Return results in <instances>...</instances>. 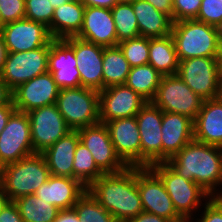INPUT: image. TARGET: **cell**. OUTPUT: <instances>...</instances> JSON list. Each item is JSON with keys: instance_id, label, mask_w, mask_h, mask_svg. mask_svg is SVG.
I'll return each mask as SVG.
<instances>
[{"instance_id": "6da1fadb", "label": "cell", "mask_w": 222, "mask_h": 222, "mask_svg": "<svg viewBox=\"0 0 222 222\" xmlns=\"http://www.w3.org/2000/svg\"><path fill=\"white\" fill-rule=\"evenodd\" d=\"M175 172L200 185L212 197H222V148L196 140L166 162Z\"/></svg>"}, {"instance_id": "7a4b0ae2", "label": "cell", "mask_w": 222, "mask_h": 222, "mask_svg": "<svg viewBox=\"0 0 222 222\" xmlns=\"http://www.w3.org/2000/svg\"><path fill=\"white\" fill-rule=\"evenodd\" d=\"M87 190L120 222H128L143 212L137 187V167L103 174Z\"/></svg>"}, {"instance_id": "3957f363", "label": "cell", "mask_w": 222, "mask_h": 222, "mask_svg": "<svg viewBox=\"0 0 222 222\" xmlns=\"http://www.w3.org/2000/svg\"><path fill=\"white\" fill-rule=\"evenodd\" d=\"M42 153H33L0 168V189L8 201L35 194L50 176Z\"/></svg>"}, {"instance_id": "277c9868", "label": "cell", "mask_w": 222, "mask_h": 222, "mask_svg": "<svg viewBox=\"0 0 222 222\" xmlns=\"http://www.w3.org/2000/svg\"><path fill=\"white\" fill-rule=\"evenodd\" d=\"M173 38L178 59L220 57L221 42L216 26L196 19L173 22Z\"/></svg>"}, {"instance_id": "5b68a950", "label": "cell", "mask_w": 222, "mask_h": 222, "mask_svg": "<svg viewBox=\"0 0 222 222\" xmlns=\"http://www.w3.org/2000/svg\"><path fill=\"white\" fill-rule=\"evenodd\" d=\"M149 168L161 179L176 212L185 222L212 197L194 181L180 176L166 162L152 164Z\"/></svg>"}, {"instance_id": "8992f818", "label": "cell", "mask_w": 222, "mask_h": 222, "mask_svg": "<svg viewBox=\"0 0 222 222\" xmlns=\"http://www.w3.org/2000/svg\"><path fill=\"white\" fill-rule=\"evenodd\" d=\"M56 106L71 130L100 122L99 91L86 87L60 89Z\"/></svg>"}, {"instance_id": "52a82bcc", "label": "cell", "mask_w": 222, "mask_h": 222, "mask_svg": "<svg viewBox=\"0 0 222 222\" xmlns=\"http://www.w3.org/2000/svg\"><path fill=\"white\" fill-rule=\"evenodd\" d=\"M177 75L204 100L218 97L220 57H194L179 61Z\"/></svg>"}, {"instance_id": "ba28073f", "label": "cell", "mask_w": 222, "mask_h": 222, "mask_svg": "<svg viewBox=\"0 0 222 222\" xmlns=\"http://www.w3.org/2000/svg\"><path fill=\"white\" fill-rule=\"evenodd\" d=\"M163 112L182 114L195 120L204 102L177 75H164L151 101Z\"/></svg>"}, {"instance_id": "9c48e42d", "label": "cell", "mask_w": 222, "mask_h": 222, "mask_svg": "<svg viewBox=\"0 0 222 222\" xmlns=\"http://www.w3.org/2000/svg\"><path fill=\"white\" fill-rule=\"evenodd\" d=\"M50 43L30 51L8 52L0 77L13 91L21 84L48 72Z\"/></svg>"}, {"instance_id": "30bf717a", "label": "cell", "mask_w": 222, "mask_h": 222, "mask_svg": "<svg viewBox=\"0 0 222 222\" xmlns=\"http://www.w3.org/2000/svg\"><path fill=\"white\" fill-rule=\"evenodd\" d=\"M33 153L29 116L15 110L0 133V168Z\"/></svg>"}, {"instance_id": "8fae6325", "label": "cell", "mask_w": 222, "mask_h": 222, "mask_svg": "<svg viewBox=\"0 0 222 222\" xmlns=\"http://www.w3.org/2000/svg\"><path fill=\"white\" fill-rule=\"evenodd\" d=\"M27 114L34 153H43L71 131L56 104L33 109Z\"/></svg>"}, {"instance_id": "7c38bea8", "label": "cell", "mask_w": 222, "mask_h": 222, "mask_svg": "<svg viewBox=\"0 0 222 222\" xmlns=\"http://www.w3.org/2000/svg\"><path fill=\"white\" fill-rule=\"evenodd\" d=\"M137 187L143 212L166 218L171 222H185L176 212L161 179L149 167H137Z\"/></svg>"}, {"instance_id": "4fadbf2b", "label": "cell", "mask_w": 222, "mask_h": 222, "mask_svg": "<svg viewBox=\"0 0 222 222\" xmlns=\"http://www.w3.org/2000/svg\"><path fill=\"white\" fill-rule=\"evenodd\" d=\"M80 142L91 152L97 167L104 173H118L128 166L117 155L108 128L97 123L77 130Z\"/></svg>"}, {"instance_id": "5bb4252c", "label": "cell", "mask_w": 222, "mask_h": 222, "mask_svg": "<svg viewBox=\"0 0 222 222\" xmlns=\"http://www.w3.org/2000/svg\"><path fill=\"white\" fill-rule=\"evenodd\" d=\"M163 111L147 102L136 114L141 138V167L162 162L161 124Z\"/></svg>"}, {"instance_id": "9a60e30c", "label": "cell", "mask_w": 222, "mask_h": 222, "mask_svg": "<svg viewBox=\"0 0 222 222\" xmlns=\"http://www.w3.org/2000/svg\"><path fill=\"white\" fill-rule=\"evenodd\" d=\"M147 101L125 84L99 91L100 123L136 116Z\"/></svg>"}, {"instance_id": "2e32d148", "label": "cell", "mask_w": 222, "mask_h": 222, "mask_svg": "<svg viewBox=\"0 0 222 222\" xmlns=\"http://www.w3.org/2000/svg\"><path fill=\"white\" fill-rule=\"evenodd\" d=\"M8 52L30 51L48 45L52 36L44 24L23 18L1 27Z\"/></svg>"}, {"instance_id": "e0dca14e", "label": "cell", "mask_w": 222, "mask_h": 222, "mask_svg": "<svg viewBox=\"0 0 222 222\" xmlns=\"http://www.w3.org/2000/svg\"><path fill=\"white\" fill-rule=\"evenodd\" d=\"M59 91L52 73L46 72L14 89L13 105L17 111L28 113L33 109L55 104Z\"/></svg>"}, {"instance_id": "ac0fdd59", "label": "cell", "mask_w": 222, "mask_h": 222, "mask_svg": "<svg viewBox=\"0 0 222 222\" xmlns=\"http://www.w3.org/2000/svg\"><path fill=\"white\" fill-rule=\"evenodd\" d=\"M110 139L128 167H141V138L136 116L106 122Z\"/></svg>"}, {"instance_id": "d6986e66", "label": "cell", "mask_w": 222, "mask_h": 222, "mask_svg": "<svg viewBox=\"0 0 222 222\" xmlns=\"http://www.w3.org/2000/svg\"><path fill=\"white\" fill-rule=\"evenodd\" d=\"M64 40L74 49L81 86L97 91L103 90L104 46L82 40L76 36L67 37Z\"/></svg>"}, {"instance_id": "ffe728a7", "label": "cell", "mask_w": 222, "mask_h": 222, "mask_svg": "<svg viewBox=\"0 0 222 222\" xmlns=\"http://www.w3.org/2000/svg\"><path fill=\"white\" fill-rule=\"evenodd\" d=\"M48 72L60 88L80 87V72L74 49L64 39H53L48 54Z\"/></svg>"}, {"instance_id": "44dd1931", "label": "cell", "mask_w": 222, "mask_h": 222, "mask_svg": "<svg viewBox=\"0 0 222 222\" xmlns=\"http://www.w3.org/2000/svg\"><path fill=\"white\" fill-rule=\"evenodd\" d=\"M161 130L162 162H167L194 139V120L182 114L163 112Z\"/></svg>"}, {"instance_id": "7402d4cb", "label": "cell", "mask_w": 222, "mask_h": 222, "mask_svg": "<svg viewBox=\"0 0 222 222\" xmlns=\"http://www.w3.org/2000/svg\"><path fill=\"white\" fill-rule=\"evenodd\" d=\"M76 37L104 47H115L119 43L111 9L86 7L83 25Z\"/></svg>"}, {"instance_id": "603a6c76", "label": "cell", "mask_w": 222, "mask_h": 222, "mask_svg": "<svg viewBox=\"0 0 222 222\" xmlns=\"http://www.w3.org/2000/svg\"><path fill=\"white\" fill-rule=\"evenodd\" d=\"M86 191L87 188L75 178L50 175L34 195L63 210L73 208Z\"/></svg>"}, {"instance_id": "cb8c5ba5", "label": "cell", "mask_w": 222, "mask_h": 222, "mask_svg": "<svg viewBox=\"0 0 222 222\" xmlns=\"http://www.w3.org/2000/svg\"><path fill=\"white\" fill-rule=\"evenodd\" d=\"M194 140L222 148V102L204 100L194 120Z\"/></svg>"}, {"instance_id": "d4e9b609", "label": "cell", "mask_w": 222, "mask_h": 222, "mask_svg": "<svg viewBox=\"0 0 222 222\" xmlns=\"http://www.w3.org/2000/svg\"><path fill=\"white\" fill-rule=\"evenodd\" d=\"M79 142L78 131L71 130L42 153L51 175L73 178V160Z\"/></svg>"}, {"instance_id": "484cf974", "label": "cell", "mask_w": 222, "mask_h": 222, "mask_svg": "<svg viewBox=\"0 0 222 222\" xmlns=\"http://www.w3.org/2000/svg\"><path fill=\"white\" fill-rule=\"evenodd\" d=\"M85 6L79 0H71L58 8L48 28L53 39H64L76 36L83 25Z\"/></svg>"}, {"instance_id": "4316f807", "label": "cell", "mask_w": 222, "mask_h": 222, "mask_svg": "<svg viewBox=\"0 0 222 222\" xmlns=\"http://www.w3.org/2000/svg\"><path fill=\"white\" fill-rule=\"evenodd\" d=\"M131 4L140 36L157 38L171 34L173 21L168 15L158 11L145 0H138Z\"/></svg>"}, {"instance_id": "83f0119b", "label": "cell", "mask_w": 222, "mask_h": 222, "mask_svg": "<svg viewBox=\"0 0 222 222\" xmlns=\"http://www.w3.org/2000/svg\"><path fill=\"white\" fill-rule=\"evenodd\" d=\"M148 64L163 76L177 74L179 59L171 34L149 38Z\"/></svg>"}, {"instance_id": "f1b7e54d", "label": "cell", "mask_w": 222, "mask_h": 222, "mask_svg": "<svg viewBox=\"0 0 222 222\" xmlns=\"http://www.w3.org/2000/svg\"><path fill=\"white\" fill-rule=\"evenodd\" d=\"M103 89L124 84L130 72L129 62L118 46L104 47L103 51Z\"/></svg>"}, {"instance_id": "f546056e", "label": "cell", "mask_w": 222, "mask_h": 222, "mask_svg": "<svg viewBox=\"0 0 222 222\" xmlns=\"http://www.w3.org/2000/svg\"><path fill=\"white\" fill-rule=\"evenodd\" d=\"M162 76L150 64L136 66L130 69L124 84L143 97L147 102H151L156 94Z\"/></svg>"}, {"instance_id": "4dcf8cb0", "label": "cell", "mask_w": 222, "mask_h": 222, "mask_svg": "<svg viewBox=\"0 0 222 222\" xmlns=\"http://www.w3.org/2000/svg\"><path fill=\"white\" fill-rule=\"evenodd\" d=\"M14 203L23 222H53L60 210L34 194L20 197Z\"/></svg>"}, {"instance_id": "1f68e13d", "label": "cell", "mask_w": 222, "mask_h": 222, "mask_svg": "<svg viewBox=\"0 0 222 222\" xmlns=\"http://www.w3.org/2000/svg\"><path fill=\"white\" fill-rule=\"evenodd\" d=\"M104 173L97 167L91 152L79 142L73 160V178L88 188Z\"/></svg>"}, {"instance_id": "d6a6232c", "label": "cell", "mask_w": 222, "mask_h": 222, "mask_svg": "<svg viewBox=\"0 0 222 222\" xmlns=\"http://www.w3.org/2000/svg\"><path fill=\"white\" fill-rule=\"evenodd\" d=\"M118 43L140 36L132 4L119 3L112 9Z\"/></svg>"}, {"instance_id": "836d02e7", "label": "cell", "mask_w": 222, "mask_h": 222, "mask_svg": "<svg viewBox=\"0 0 222 222\" xmlns=\"http://www.w3.org/2000/svg\"><path fill=\"white\" fill-rule=\"evenodd\" d=\"M80 222H120L87 190L73 206Z\"/></svg>"}, {"instance_id": "e575fe53", "label": "cell", "mask_w": 222, "mask_h": 222, "mask_svg": "<svg viewBox=\"0 0 222 222\" xmlns=\"http://www.w3.org/2000/svg\"><path fill=\"white\" fill-rule=\"evenodd\" d=\"M130 67L148 64L149 60V38L139 36L120 42L117 45Z\"/></svg>"}, {"instance_id": "d590c367", "label": "cell", "mask_w": 222, "mask_h": 222, "mask_svg": "<svg viewBox=\"0 0 222 222\" xmlns=\"http://www.w3.org/2000/svg\"><path fill=\"white\" fill-rule=\"evenodd\" d=\"M54 7L49 0H25V18L50 27Z\"/></svg>"}, {"instance_id": "8d00e7d4", "label": "cell", "mask_w": 222, "mask_h": 222, "mask_svg": "<svg viewBox=\"0 0 222 222\" xmlns=\"http://www.w3.org/2000/svg\"><path fill=\"white\" fill-rule=\"evenodd\" d=\"M201 209L186 222H222V197H211Z\"/></svg>"}, {"instance_id": "74e56055", "label": "cell", "mask_w": 222, "mask_h": 222, "mask_svg": "<svg viewBox=\"0 0 222 222\" xmlns=\"http://www.w3.org/2000/svg\"><path fill=\"white\" fill-rule=\"evenodd\" d=\"M195 19L217 27L222 20V0H202Z\"/></svg>"}, {"instance_id": "f35d334b", "label": "cell", "mask_w": 222, "mask_h": 222, "mask_svg": "<svg viewBox=\"0 0 222 222\" xmlns=\"http://www.w3.org/2000/svg\"><path fill=\"white\" fill-rule=\"evenodd\" d=\"M2 26L25 18V0H0Z\"/></svg>"}, {"instance_id": "ab89813d", "label": "cell", "mask_w": 222, "mask_h": 222, "mask_svg": "<svg viewBox=\"0 0 222 222\" xmlns=\"http://www.w3.org/2000/svg\"><path fill=\"white\" fill-rule=\"evenodd\" d=\"M173 22L195 19L202 0H173Z\"/></svg>"}, {"instance_id": "60d3db41", "label": "cell", "mask_w": 222, "mask_h": 222, "mask_svg": "<svg viewBox=\"0 0 222 222\" xmlns=\"http://www.w3.org/2000/svg\"><path fill=\"white\" fill-rule=\"evenodd\" d=\"M0 222H23L14 201H7L0 210Z\"/></svg>"}, {"instance_id": "b9f144b4", "label": "cell", "mask_w": 222, "mask_h": 222, "mask_svg": "<svg viewBox=\"0 0 222 222\" xmlns=\"http://www.w3.org/2000/svg\"><path fill=\"white\" fill-rule=\"evenodd\" d=\"M153 5L158 11L168 15L173 21V0H145Z\"/></svg>"}, {"instance_id": "7bdbcfd3", "label": "cell", "mask_w": 222, "mask_h": 222, "mask_svg": "<svg viewBox=\"0 0 222 222\" xmlns=\"http://www.w3.org/2000/svg\"><path fill=\"white\" fill-rule=\"evenodd\" d=\"M13 105L12 90L0 77V106Z\"/></svg>"}, {"instance_id": "ee69618b", "label": "cell", "mask_w": 222, "mask_h": 222, "mask_svg": "<svg viewBox=\"0 0 222 222\" xmlns=\"http://www.w3.org/2000/svg\"><path fill=\"white\" fill-rule=\"evenodd\" d=\"M53 222H80L76 211L71 209L59 210L56 219Z\"/></svg>"}, {"instance_id": "f6af8a7d", "label": "cell", "mask_w": 222, "mask_h": 222, "mask_svg": "<svg viewBox=\"0 0 222 222\" xmlns=\"http://www.w3.org/2000/svg\"><path fill=\"white\" fill-rule=\"evenodd\" d=\"M128 222H171V221L154 214L141 212L136 217L130 219Z\"/></svg>"}, {"instance_id": "bcb514c9", "label": "cell", "mask_w": 222, "mask_h": 222, "mask_svg": "<svg viewBox=\"0 0 222 222\" xmlns=\"http://www.w3.org/2000/svg\"><path fill=\"white\" fill-rule=\"evenodd\" d=\"M85 7H100L112 9L116 4V0H79Z\"/></svg>"}, {"instance_id": "7dc6e473", "label": "cell", "mask_w": 222, "mask_h": 222, "mask_svg": "<svg viewBox=\"0 0 222 222\" xmlns=\"http://www.w3.org/2000/svg\"><path fill=\"white\" fill-rule=\"evenodd\" d=\"M15 110L14 105L0 106V133L5 128L9 117Z\"/></svg>"}, {"instance_id": "c3c4849f", "label": "cell", "mask_w": 222, "mask_h": 222, "mask_svg": "<svg viewBox=\"0 0 222 222\" xmlns=\"http://www.w3.org/2000/svg\"><path fill=\"white\" fill-rule=\"evenodd\" d=\"M7 54H8V51H7V48L5 47L3 36L0 33V74L2 72Z\"/></svg>"}, {"instance_id": "681fc988", "label": "cell", "mask_w": 222, "mask_h": 222, "mask_svg": "<svg viewBox=\"0 0 222 222\" xmlns=\"http://www.w3.org/2000/svg\"><path fill=\"white\" fill-rule=\"evenodd\" d=\"M69 1L71 0H49V2L52 4L54 8H58L59 6Z\"/></svg>"}, {"instance_id": "f907efd6", "label": "cell", "mask_w": 222, "mask_h": 222, "mask_svg": "<svg viewBox=\"0 0 222 222\" xmlns=\"http://www.w3.org/2000/svg\"><path fill=\"white\" fill-rule=\"evenodd\" d=\"M7 201H8L7 197L1 192L0 189V210Z\"/></svg>"}, {"instance_id": "816d5d0a", "label": "cell", "mask_w": 222, "mask_h": 222, "mask_svg": "<svg viewBox=\"0 0 222 222\" xmlns=\"http://www.w3.org/2000/svg\"><path fill=\"white\" fill-rule=\"evenodd\" d=\"M217 98L222 102V73L219 80V92Z\"/></svg>"}, {"instance_id": "f5cc1de1", "label": "cell", "mask_w": 222, "mask_h": 222, "mask_svg": "<svg viewBox=\"0 0 222 222\" xmlns=\"http://www.w3.org/2000/svg\"><path fill=\"white\" fill-rule=\"evenodd\" d=\"M216 28H217V31H218V34H219L220 42L222 43V20Z\"/></svg>"}, {"instance_id": "db71d44e", "label": "cell", "mask_w": 222, "mask_h": 222, "mask_svg": "<svg viewBox=\"0 0 222 222\" xmlns=\"http://www.w3.org/2000/svg\"><path fill=\"white\" fill-rule=\"evenodd\" d=\"M116 1H117V4L119 3L131 4L138 0H116Z\"/></svg>"}, {"instance_id": "11a10c76", "label": "cell", "mask_w": 222, "mask_h": 222, "mask_svg": "<svg viewBox=\"0 0 222 222\" xmlns=\"http://www.w3.org/2000/svg\"><path fill=\"white\" fill-rule=\"evenodd\" d=\"M220 66H221V73H222V43H221V51H220Z\"/></svg>"}, {"instance_id": "9f6ffc18", "label": "cell", "mask_w": 222, "mask_h": 222, "mask_svg": "<svg viewBox=\"0 0 222 222\" xmlns=\"http://www.w3.org/2000/svg\"><path fill=\"white\" fill-rule=\"evenodd\" d=\"M1 27H2V20H1V17H0V30H1Z\"/></svg>"}]
</instances>
